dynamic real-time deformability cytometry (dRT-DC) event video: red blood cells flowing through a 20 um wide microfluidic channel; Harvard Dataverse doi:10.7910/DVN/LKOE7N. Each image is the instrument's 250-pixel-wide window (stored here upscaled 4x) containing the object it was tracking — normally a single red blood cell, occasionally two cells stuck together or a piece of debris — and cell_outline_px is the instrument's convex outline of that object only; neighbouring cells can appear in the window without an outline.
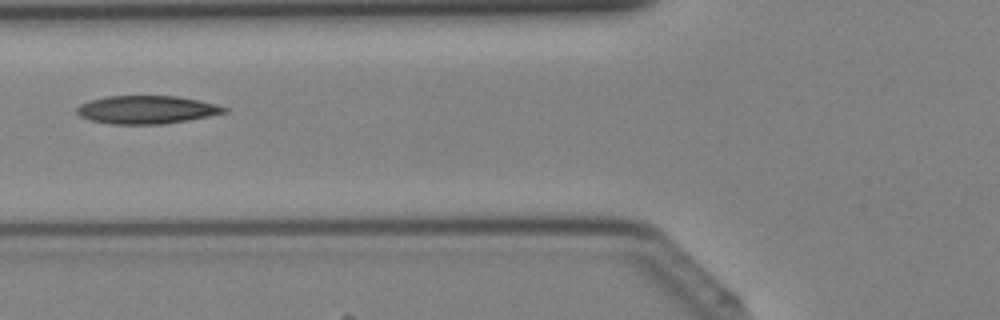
{"species": "Egyptian fruit bat (a non-hibernating species)", "species_latin": "Rousettus aegyptiacus", "temperature_condition": "cold", "stored_images_in_passage": 3, "camera_frame_rate_fps": 3000, "um_per_image_px": 0.085, "animal": {"sex": "female"}, "frame": {"image": 1, "passage_image": 3, "time_ms": 0.667, "image_size_px": [1000, 320], "cell_outline_px": [[228, 112], [188, 120], [164, 124], [112, 124], [92, 120], [80, 116], [76, 112], [76, 108], [80, 104], [88, 100], [104, 96], [176, 96], [200, 100], [216, 104], [228, 108]], "centroid_in_image_um": [12.46, 9.32], "position_along_channel_um": 113.3, "area_um2": 24.22}}